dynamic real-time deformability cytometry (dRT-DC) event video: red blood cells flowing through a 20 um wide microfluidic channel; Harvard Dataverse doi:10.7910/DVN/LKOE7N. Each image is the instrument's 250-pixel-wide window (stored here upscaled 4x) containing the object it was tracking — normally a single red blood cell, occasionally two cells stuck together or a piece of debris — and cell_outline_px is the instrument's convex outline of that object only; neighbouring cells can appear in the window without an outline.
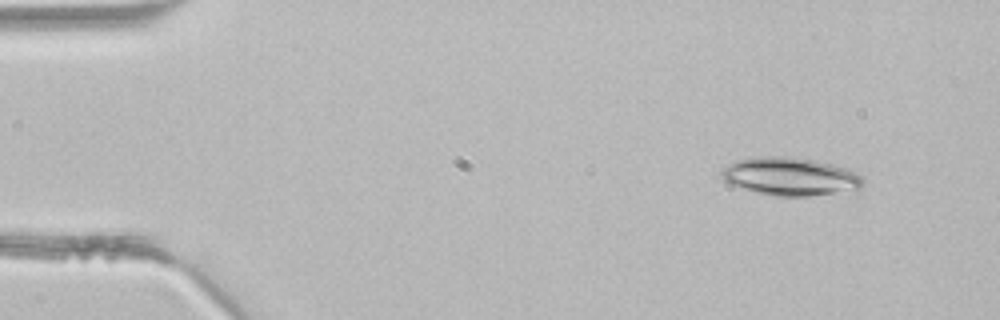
{"species": "common noctule bat (a hibernating species)", "species_latin": "Nyctalus noctula", "temperature_condition": "room temperature", "stored_images_in_passage": 2, "camera_frame_rate_fps": 3000, "um_per_image_px": 0.085, "animal": {"sex": "male", "body_mass_g": 21.5, "forearm_length_mm": 52.0}, "frame": {"image": 1, "passage_image": 1, "time_ms": 0.0, "image_size_px": [1000, 320], "cell_outline_px": [[864, 184], [856, 192], [808, 196], [776, 196], [756, 192], [728, 184], [720, 176], [720, 172], [728, 164], [736, 160], [760, 156], [792, 156], [832, 164], [856, 172], [864, 176]], "centroid_in_image_um": [67.22, 15.01], "position_along_channel_um": 17.8, "area_um2": 31.96}}